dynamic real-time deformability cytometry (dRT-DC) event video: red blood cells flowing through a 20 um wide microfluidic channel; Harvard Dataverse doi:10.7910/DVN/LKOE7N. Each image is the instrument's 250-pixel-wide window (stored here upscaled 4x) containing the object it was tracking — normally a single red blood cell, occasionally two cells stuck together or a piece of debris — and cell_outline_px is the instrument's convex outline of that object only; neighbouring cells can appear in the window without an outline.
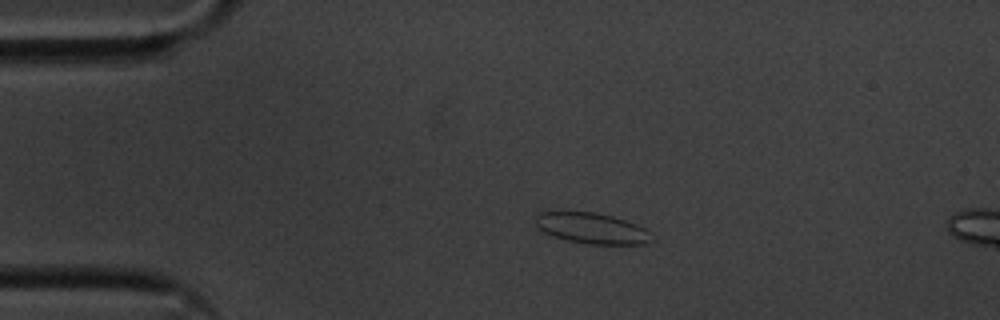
{"species": "common noctule bat (a hibernating species)", "species_latin": "Nyctalus noctula", "temperature_condition": "cold", "stored_images_in_passage": 15, "camera_frame_rate_fps": 3000, "um_per_image_px": 0.085, "animal": {"sex": "male", "body_mass_g": 20.1, "forearm_length_mm": 53.5}, "frame": {"image": 1, "passage_image": 11, "time_ms": 3.333, "image_size_px": [1000, 320], "cell_outline_px": [[652, 240], [644, 244], [588, 244], [568, 240], [552, 236], [536, 228], [536, 216], [540, 212], [564, 208], [596, 212], [612, 216], [636, 224], [644, 228], [648, 232]], "centroid_in_image_um": [50.19, 19.35], "position_along_channel_um": 34.8, "area_um2": 21.44}}